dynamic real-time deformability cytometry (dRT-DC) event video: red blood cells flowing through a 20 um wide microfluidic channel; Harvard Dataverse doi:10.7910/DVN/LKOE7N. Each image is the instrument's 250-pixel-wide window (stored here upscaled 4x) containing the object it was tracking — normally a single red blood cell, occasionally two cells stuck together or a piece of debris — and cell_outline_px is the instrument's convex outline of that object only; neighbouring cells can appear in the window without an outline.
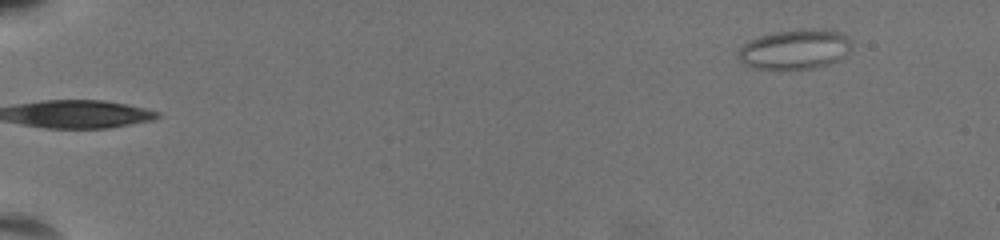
{"species": "common noctule bat (a hibernating species)", "species_latin": "Nyctalus noctula", "temperature_condition": "warm", "stored_images_in_passage": 55, "camera_frame_rate_fps": 3000, "um_per_image_px": 0.085, "animal": {"sex": "female", "body_mass_g": 19.5, "forearm_length_mm": 54.1}, "frame": {"image": 1, "passage_image": 1, "time_ms": 0.0, "image_size_px": [1000, 240], "cell_outline_px": [[852, 40], [848, 52], [844, 56], [828, 64], [816, 68], [756, 68], [744, 64], [740, 60], [736, 52], [744, 44], [760, 36], [776, 32], [804, 28], [832, 28], [848, 36]], "centroid_in_image_um": [67.62, 4.15], "position_along_channel_um": 17.4, "area_um2": 26.3}}
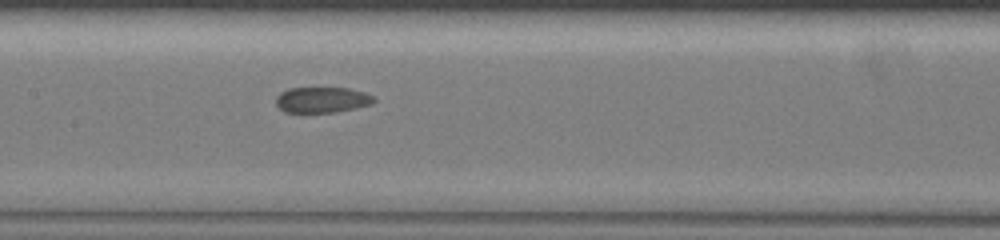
{"frame": {"image": 2, "passage_image": 28, "time_ms": 9.0, "image_size_px": [1000, 240], "cell_outline_px": [[376, 100], [372, 104], [336, 112], [284, 112], [276, 104], [276, 96], [280, 92], [288, 88], [348, 88], [364, 92], [372, 96]], "centroid_in_image_um": [27.35, 8.48], "position_along_channel_um": 180.0, "area_um2": 14.62}}
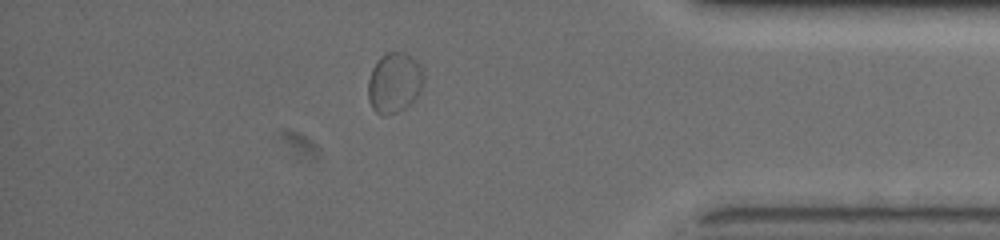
{"frame": {"image": 3, "passage_image": 48, "time_ms": 15.667, "image_size_px": [1000, 240], "cell_outline_px": [[424, 80], [420, 92], [404, 108], [396, 112], [384, 116], [380, 116], [372, 108], [368, 100], [368, 80], [372, 68], [380, 56], [384, 52], [404, 52], [412, 56], [420, 64], [424, 76]], "centroid_in_image_um": [33.5, 7.01], "position_along_channel_um": 401.7, "area_um2": 19.71}, "authors_computed_cell_mechanics": {"area_um2": 17.6868, "velocity_mm_per_s": 3.6567, "shape_relaxation_time_tau1_ms": null, "shape_relaxation_time_tau2_ms": 1.6111, "deformation_change_tau1": null, "deformation_change_tau2": 0.0397}}